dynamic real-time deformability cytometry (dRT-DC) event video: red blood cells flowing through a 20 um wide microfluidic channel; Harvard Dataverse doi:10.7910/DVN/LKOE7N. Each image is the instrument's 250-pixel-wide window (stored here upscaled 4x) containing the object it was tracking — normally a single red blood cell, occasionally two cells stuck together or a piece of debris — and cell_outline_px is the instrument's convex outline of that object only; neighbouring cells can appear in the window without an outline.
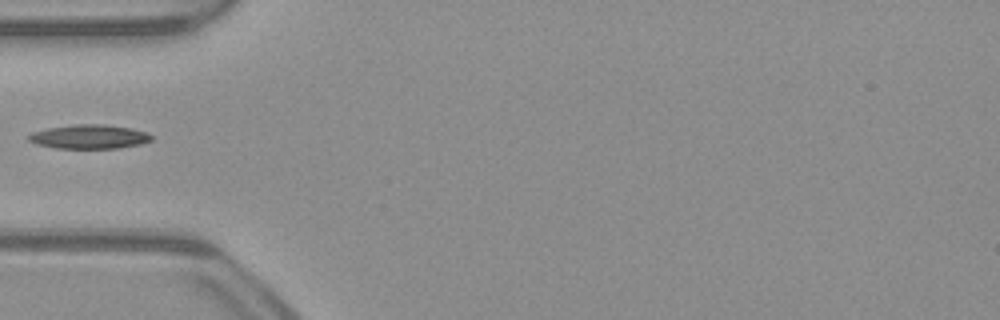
{"species": "common noctule bat (a hibernating species)", "species_latin": "Nyctalus noctula", "temperature_condition": "warm", "stored_images_in_passage": 36, "camera_frame_rate_fps": 3000, "um_per_image_px": 0.085, "animal": {"sex": "male", "body_mass_g": 23.1, "forearm_length_mm": 52.7}, "frame": {"image": 1, "passage_image": 1, "time_ms": 0.0, "image_size_px": [1000, 320], "cell_outline_px": [[152, 140], [140, 144], [120, 148], [56, 148], [36, 144], [28, 140], [28, 136], [32, 132], [48, 128], [76, 124], [104, 124], [132, 128], [148, 132], [152, 136]], "centroid_in_image_um": [7.61, 11.61], "position_along_channel_um": 77.4, "area_um2": 17.28}}
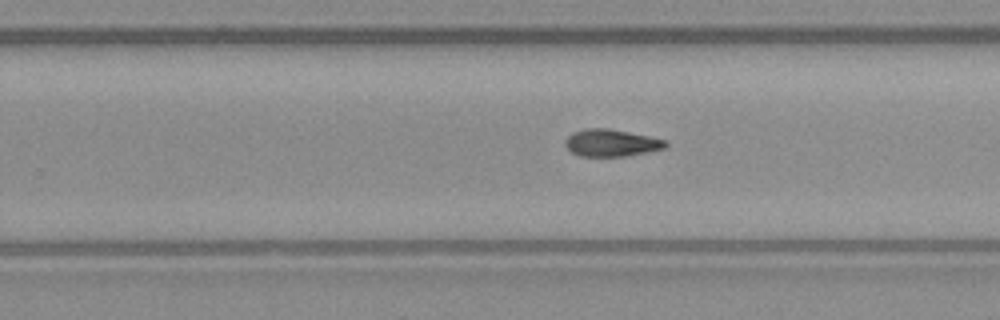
{"frame": {"image": 2, "passage_image": 16, "time_ms": 5.0, "image_size_px": [1000, 320], "cell_outline_px": [[668, 144], [664, 148], [648, 152], [624, 156], [580, 156], [572, 152], [564, 144], [564, 140], [572, 132], [584, 128], [608, 128], [668, 140]], "centroid_in_image_um": [51.94, 12.14], "position_along_channel_um": 277.9, "area_um2": 15.9}}
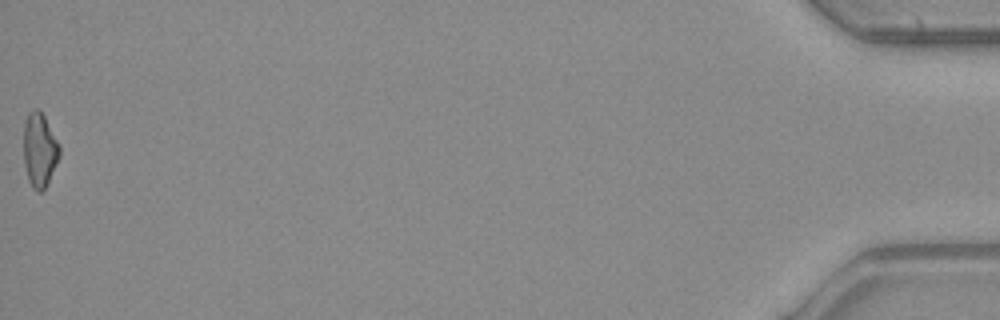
{"frame": {"image": 3, "passage_image": 36, "time_ms": 11.667, "image_size_px": [1000, 320], "cell_outline_px": [[60, 156], [44, 188], [40, 192], [36, 192], [32, 188], [28, 180], [24, 164], [24, 120], [28, 112], [32, 108], [36, 108], [44, 116], [60, 144]], "centroid_in_image_um": [3.35, 12.72], "position_along_channel_um": 431.9, "area_um2": 15.55}}